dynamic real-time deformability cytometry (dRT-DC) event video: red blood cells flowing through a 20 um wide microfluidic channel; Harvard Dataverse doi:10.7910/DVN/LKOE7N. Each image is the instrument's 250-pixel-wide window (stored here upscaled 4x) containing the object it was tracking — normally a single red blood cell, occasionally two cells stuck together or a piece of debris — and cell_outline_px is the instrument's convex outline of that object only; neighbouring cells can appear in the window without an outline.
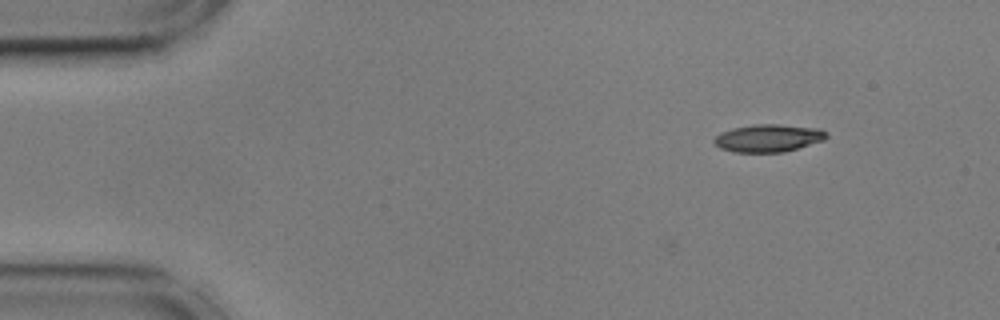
{"species": "common noctule bat (a hibernating species)", "species_latin": "Nyctalus noctula", "temperature_condition": "cold", "stored_images_in_passage": 2, "camera_frame_rate_fps": 3000, "um_per_image_px": 0.085, "animal": {"sex": "male", "body_mass_g": 17.9, "forearm_length_mm": 54.2}, "frame": {"image": 1, "passage_image": 2, "time_ms": 0.333, "image_size_px": [1000, 320], "cell_outline_px": [[828, 136], [824, 140], [784, 152], [736, 152], [720, 148], [712, 140], [720, 132], [732, 128], [752, 124], [780, 124], [820, 128], [828, 132]], "centroid_in_image_um": [65.32, 11.72], "position_along_channel_um": 19.7, "area_um2": 18.21}}